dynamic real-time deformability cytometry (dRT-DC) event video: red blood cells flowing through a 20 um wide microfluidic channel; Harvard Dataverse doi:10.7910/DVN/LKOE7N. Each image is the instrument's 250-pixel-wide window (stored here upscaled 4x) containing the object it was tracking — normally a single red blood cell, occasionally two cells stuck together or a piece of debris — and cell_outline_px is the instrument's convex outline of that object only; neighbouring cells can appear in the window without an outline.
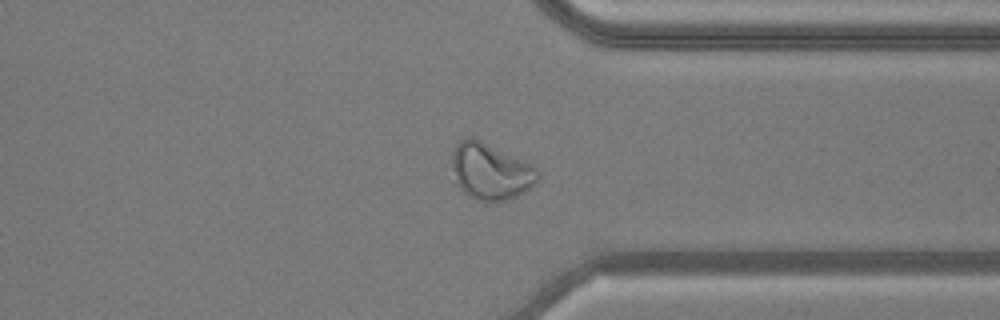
{"species": "common noctule bat (a hibernating species)", "species_latin": "Nyctalus noctula", "temperature_condition": "warm", "stored_images_in_passage": 51, "camera_frame_rate_fps": 3000, "um_per_image_px": 0.085, "animal": {"sex": "male", "body_mass_g": 20.5, "forearm_length_mm": 52.5}, "frame": {"image": 1, "passage_image": 39, "time_ms": 12.667, "image_size_px": [1000, 320], "cell_outline_px": [[540, 180], [536, 184], [524, 192], [508, 200], [488, 204], [484, 204], [468, 196], [456, 184], [452, 168], [452, 152], [456, 144], [464, 136], [472, 136], [536, 164], [540, 172]], "centroid_in_image_um": [41.74, 14.57], "position_along_channel_um": 369.7, "area_um2": 29.54}}
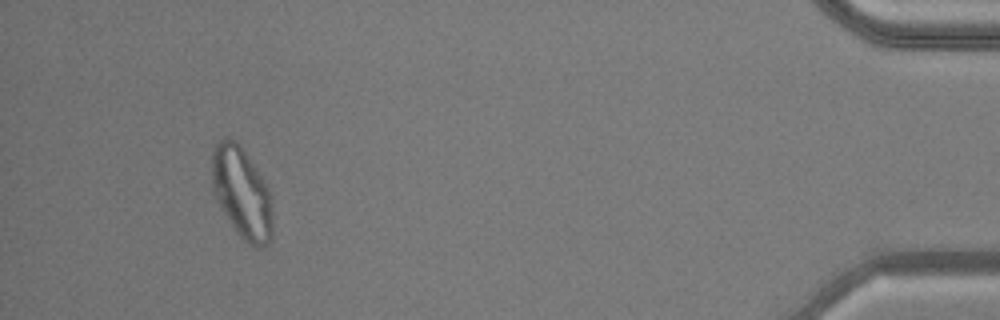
{"frame": {"image": 2, "passage_image": 48, "time_ms": 15.667, "image_size_px": [1000, 320], "cell_outline_px": [[272, 236], [268, 244], [252, 248], [236, 232], [228, 220], [216, 200], [212, 188], [212, 148], [216, 140], [224, 136], [228, 136], [236, 140], [240, 144], [268, 188], [272, 204]], "centroid_in_image_um": [20.52, 16.36], "position_along_channel_um": 414.7, "area_um2": 32.6}}